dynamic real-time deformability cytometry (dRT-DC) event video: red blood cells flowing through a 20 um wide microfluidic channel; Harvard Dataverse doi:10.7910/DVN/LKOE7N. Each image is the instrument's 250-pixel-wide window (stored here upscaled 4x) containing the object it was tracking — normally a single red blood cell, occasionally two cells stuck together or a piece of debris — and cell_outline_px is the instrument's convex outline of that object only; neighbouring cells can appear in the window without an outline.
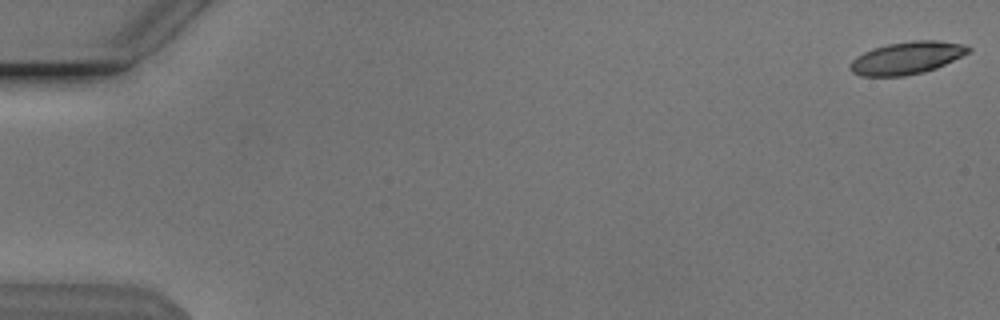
{"species": "Egyptian fruit bat (a non-hibernating species)", "species_latin": "Rousettus aegyptiacus", "temperature_condition": "cold", "stored_images_in_passage": 9, "camera_frame_rate_fps": 3000, "um_per_image_px": 0.085, "animal": {"sex": "male"}, "frame": {"image": 1, "passage_image": 1, "time_ms": 0.0, "image_size_px": [1000, 320], "cell_outline_px": [[972, 48], [968, 52], [936, 68], [924, 72], [904, 76], [860, 76], [852, 72], [848, 68], [848, 64], [856, 56], [872, 48], [888, 44], [912, 40], [936, 40], [964, 44]], "centroid_in_image_um": [77.02, 4.92], "position_along_channel_um": 8.0, "area_um2": 22.37}}